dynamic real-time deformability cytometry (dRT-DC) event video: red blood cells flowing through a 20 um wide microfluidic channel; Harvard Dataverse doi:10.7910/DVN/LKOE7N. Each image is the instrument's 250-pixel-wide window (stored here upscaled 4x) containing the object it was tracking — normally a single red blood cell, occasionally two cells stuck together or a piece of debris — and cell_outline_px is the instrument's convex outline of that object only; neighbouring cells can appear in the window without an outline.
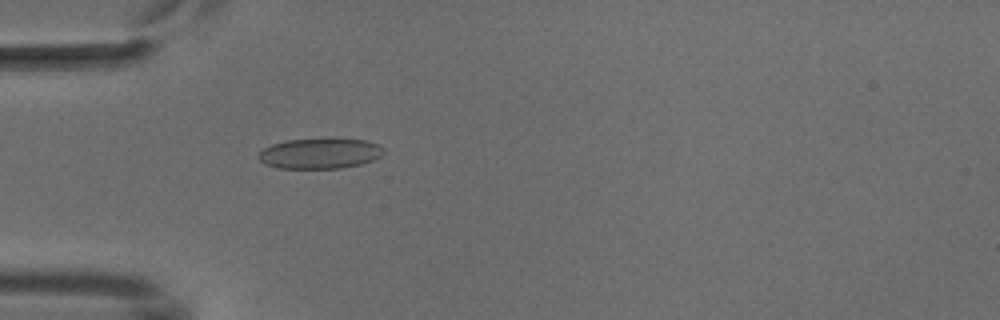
{"species": "common noctule bat (a hibernating species)", "species_latin": "Nyctalus noctula", "temperature_condition": "cold", "stored_images_in_passage": 5, "camera_frame_rate_fps": 3000, "um_per_image_px": 0.085, "animal": {"sex": "male", "body_mass_g": 18.8}, "frame": {"image": 1, "passage_image": 5, "time_ms": 4.667, "image_size_px": [1000, 320], "cell_outline_px": [[384, 152], [380, 156], [372, 160], [360, 164], [340, 168], [276, 168], [264, 164], [256, 156], [264, 148], [272, 144], [284, 140], [328, 136], [332, 136], [364, 140], [380, 144], [384, 148]], "centroid_in_image_um": [27.19, 12.99], "position_along_channel_um": 57.8, "area_um2": 23.06}}